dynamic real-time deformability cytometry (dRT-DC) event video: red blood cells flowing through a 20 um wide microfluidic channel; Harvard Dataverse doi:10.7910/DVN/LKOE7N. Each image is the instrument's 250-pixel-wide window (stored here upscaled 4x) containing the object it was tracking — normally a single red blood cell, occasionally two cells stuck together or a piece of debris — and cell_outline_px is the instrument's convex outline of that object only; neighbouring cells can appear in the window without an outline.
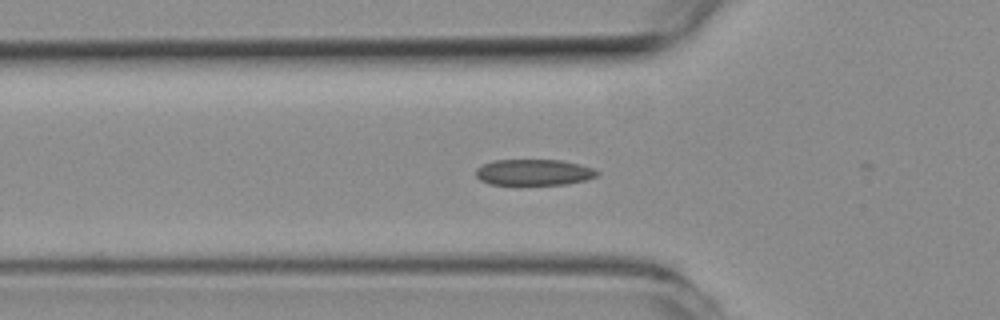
{"species": "common noctule bat (a hibernating species)", "species_latin": "Nyctalus noctula", "temperature_condition": "room temperature", "stored_images_in_passage": 18, "camera_frame_rate_fps": 3000, "um_per_image_px": 0.085, "animal": {"sex": "female", "body_mass_g": 19.3, "forearm_length_mm": 54.1}, "frame": {"image": 1, "passage_image": 17, "time_ms": 5.333, "image_size_px": [1000, 320], "cell_outline_px": [[600, 172], [596, 176], [584, 180], [564, 184], [516, 188], [488, 184], [480, 180], [476, 176], [476, 168], [492, 160], [560, 160], [580, 164], [592, 168]], "centroid_in_image_um": [45.29, 14.7], "position_along_channel_um": 80.5, "area_um2": 19.36}}